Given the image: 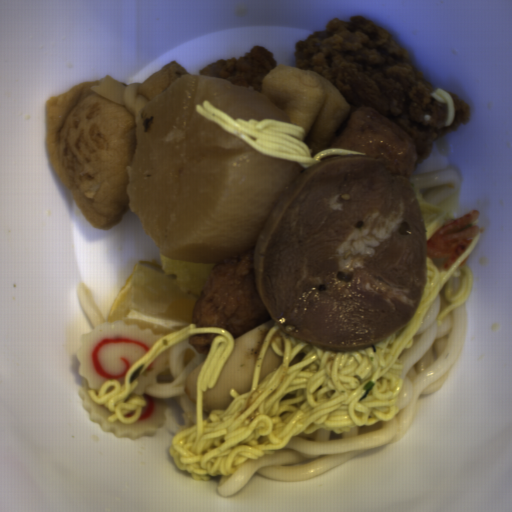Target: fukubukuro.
<instances>
[{
	"mask_svg": "<svg viewBox=\"0 0 512 512\" xmlns=\"http://www.w3.org/2000/svg\"><path fill=\"white\" fill-rule=\"evenodd\" d=\"M260 91L286 113L291 124L305 131L303 142L314 158L323 149H333L336 134L355 108L326 78L282 64L267 73Z\"/></svg>",
	"mask_w": 512,
	"mask_h": 512,
	"instance_id": "2",
	"label": "fukubukuro"
},
{
	"mask_svg": "<svg viewBox=\"0 0 512 512\" xmlns=\"http://www.w3.org/2000/svg\"><path fill=\"white\" fill-rule=\"evenodd\" d=\"M182 75L191 74L173 60L141 83L105 75L45 100L44 151L90 226L106 232L125 219L138 115Z\"/></svg>",
	"mask_w": 512,
	"mask_h": 512,
	"instance_id": "1",
	"label": "fukubukuro"
}]
</instances>
